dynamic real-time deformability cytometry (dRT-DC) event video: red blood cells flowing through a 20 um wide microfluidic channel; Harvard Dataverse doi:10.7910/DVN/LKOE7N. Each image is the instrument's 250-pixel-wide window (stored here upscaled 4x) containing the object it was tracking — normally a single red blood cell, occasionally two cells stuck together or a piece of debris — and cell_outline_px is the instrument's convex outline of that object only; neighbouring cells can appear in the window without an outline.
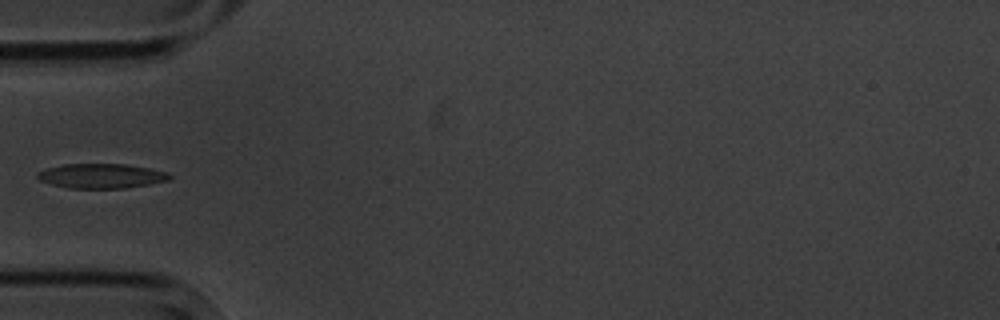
{"species": "common noctule bat (a hibernating species)", "species_latin": "Nyctalus noctula", "temperature_condition": "cold", "stored_images_in_passage": 4, "camera_frame_rate_fps": 3000, "um_per_image_px": 0.085, "animal": {"sex": "male", "body_mass_g": 20.1, "forearm_length_mm": 53.5}, "frame": {"image": 1, "passage_image": 4, "time_ms": 3.333, "image_size_px": [1000, 320], "cell_outline_px": [[172, 176], [168, 180], [148, 184], [124, 188], [68, 188], [52, 184], [40, 180], [36, 176], [36, 172], [48, 168], [64, 164], [128, 164], [152, 168], [168, 172]], "centroid_in_image_um": [8.63, 14.94], "position_along_channel_um": 76.4, "area_um2": 18.96}}